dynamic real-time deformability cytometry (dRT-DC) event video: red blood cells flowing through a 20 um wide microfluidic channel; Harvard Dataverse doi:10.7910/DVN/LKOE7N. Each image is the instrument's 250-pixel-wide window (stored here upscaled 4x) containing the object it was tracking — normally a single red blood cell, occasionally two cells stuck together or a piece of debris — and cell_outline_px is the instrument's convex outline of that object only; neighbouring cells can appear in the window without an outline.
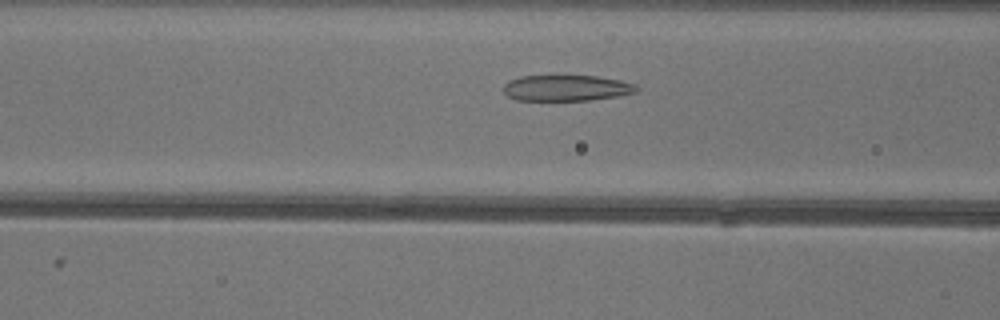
{"species": "common noctule bat (a hibernating species)", "species_latin": "Nyctalus noctula", "temperature_condition": "warm", "stored_images_in_passage": 27, "camera_frame_rate_fps": 3000, "um_per_image_px": 0.085, "animal": {"sex": "female"}, "frame": {"image": 1, "passage_image": 6, "time_ms": 1.667, "image_size_px": [1000, 320], "cell_outline_px": [[640, 88], [636, 92], [616, 96], [588, 100], [516, 100], [508, 96], [504, 92], [504, 84], [508, 80], [520, 76], [596, 76], [620, 80], [636, 84]], "centroid_in_image_um": [48.14, 7.47], "position_along_channel_um": 118.5, "area_um2": 20.06}}
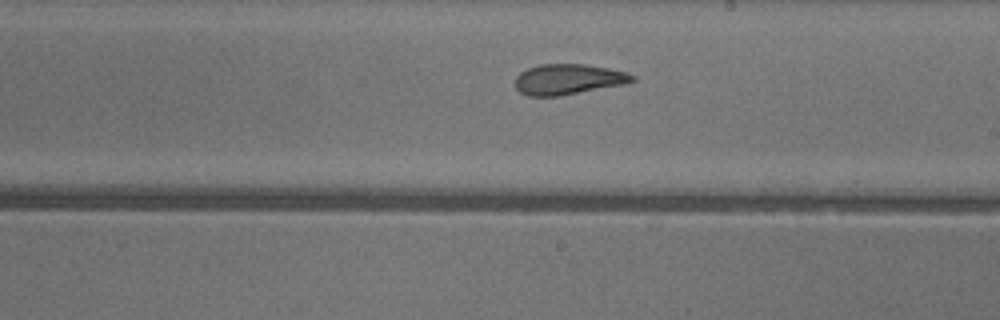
{"frame": {"image": 2, "passage_image": 15, "time_ms": 4.667, "image_size_px": [1000, 320], "cell_outline_px": [[636, 80], [624, 84], [560, 96], [528, 96], [520, 92], [516, 88], [516, 76], [520, 72], [528, 68], [540, 64], [584, 64], [608, 68], [628, 72], [636, 76]], "centroid_in_image_um": [48.31, 6.74], "position_along_channel_um": 240.7, "area_um2": 20.87}}
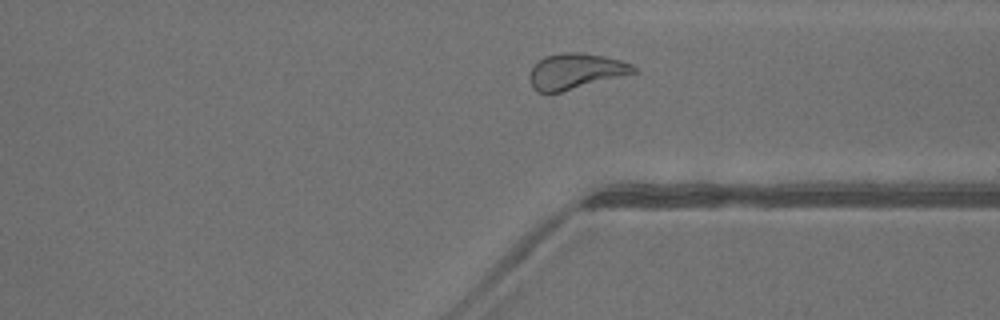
{"frame": {"image": 3, "passage_image": 24, "time_ms": 7.667, "image_size_px": [1000, 320], "cell_outline_px": [[640, 72], [560, 92], [536, 92], [532, 88], [528, 76], [532, 68], [544, 56], [560, 52], [580, 52], [604, 56], [620, 60], [632, 64]], "centroid_in_image_um": [48.94, 6.05], "position_along_channel_um": 362.5, "area_um2": 21.73}, "authors_computed_cell_mechanics": {"area_um2": 20.8658, "velocity_mm_per_s": 4.0715, "shape_relaxation_time_tau1_ms": null, "shape_relaxation_time_tau2_ms": 1.8978, "deformation_change_tau1": null, "deformation_change_tau2": 0.0929}}